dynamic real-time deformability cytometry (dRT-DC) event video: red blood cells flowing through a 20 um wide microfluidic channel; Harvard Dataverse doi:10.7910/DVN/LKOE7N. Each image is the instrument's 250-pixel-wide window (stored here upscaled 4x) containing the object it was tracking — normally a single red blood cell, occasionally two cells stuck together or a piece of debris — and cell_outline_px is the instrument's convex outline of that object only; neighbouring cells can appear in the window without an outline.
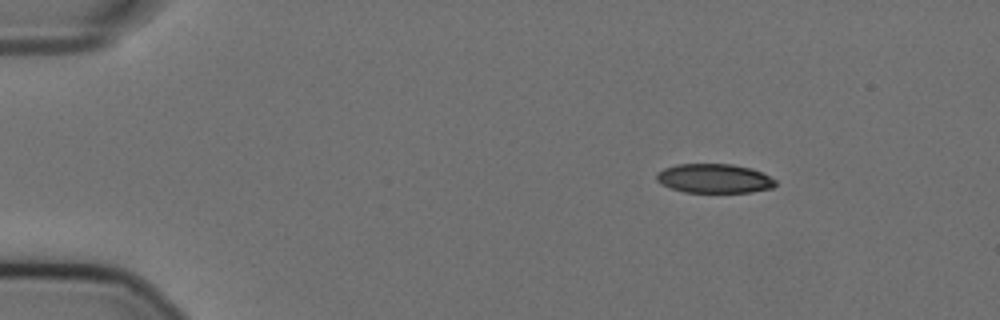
{"species": "Egyptian fruit bat (a non-hibernating species)", "species_latin": "Rousettus aegyptiacus", "temperature_condition": "cold", "stored_images_in_passage": 46, "camera_frame_rate_fps": 3000, "um_per_image_px": 0.085, "animal": {"sex": "female"}, "frame": {"image": 1, "passage_image": 1, "time_ms": 0.0, "image_size_px": [1000, 320], "cell_outline_px": [[776, 184], [772, 188], [752, 192], [684, 192], [660, 184], [656, 180], [656, 172], [664, 168], [676, 164], [732, 164], [752, 168], [776, 180]], "centroid_in_image_um": [60.68, 15.16], "position_along_channel_um": 24.3, "area_um2": 20.29}}
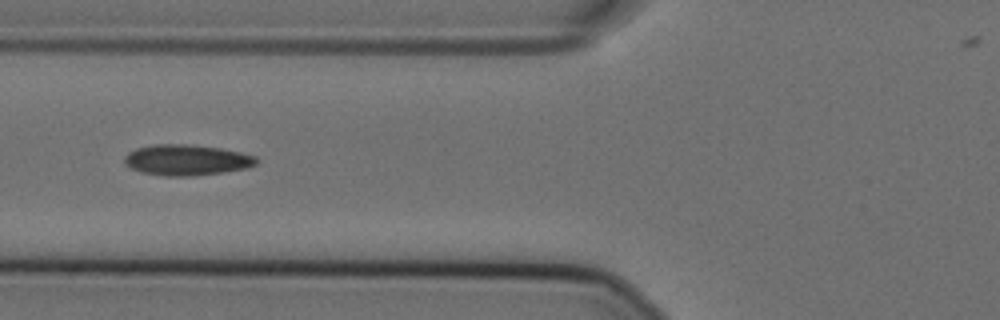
{"frame": {"image": 2, "passage_image": 15, "time_ms": 4.667, "image_size_px": [1000, 320], "cell_outline_px": [[256, 164], [244, 168], [224, 172], [192, 176], [164, 176], [140, 172], [124, 164], [124, 156], [128, 152], [136, 148], [152, 144], [184, 144], [220, 148], [240, 152], [256, 156]], "centroid_in_image_um": [15.81, 13.6], "position_along_channel_um": 110.0, "area_um2": 23.64}}
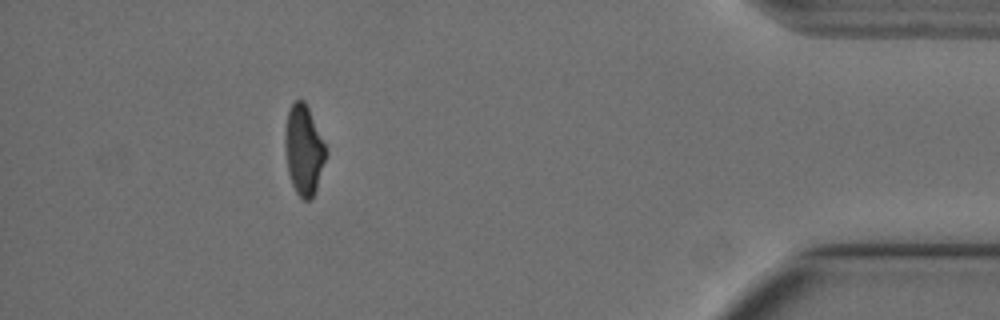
{"frame": {"image": 3, "passage_image": 44, "time_ms": 14.333, "image_size_px": [1000, 320], "cell_outline_px": [[328, 152], [312, 200], [304, 200], [296, 192], [292, 184], [288, 172], [284, 144], [284, 136], [288, 112], [292, 104], [296, 100], [304, 100], [308, 108]], "centroid_in_image_um": [25.81, 12.77], "position_along_channel_um": 409.4, "area_um2": 21.15}}